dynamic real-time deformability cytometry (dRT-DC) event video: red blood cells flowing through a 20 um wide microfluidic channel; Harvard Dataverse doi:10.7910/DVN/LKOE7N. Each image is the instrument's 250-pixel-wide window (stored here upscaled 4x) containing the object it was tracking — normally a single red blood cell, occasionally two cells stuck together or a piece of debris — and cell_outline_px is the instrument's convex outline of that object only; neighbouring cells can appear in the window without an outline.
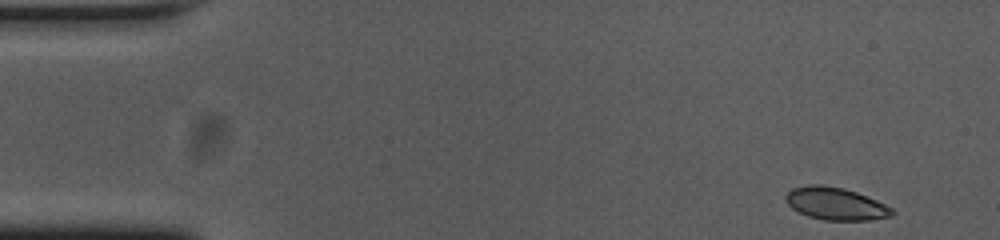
{"species": "common noctule bat (a hibernating species)", "species_latin": "Nyctalus noctula", "temperature_condition": "cold", "stored_images_in_passage": 51, "camera_frame_rate_fps": 3000, "um_per_image_px": 0.085, "animal": {"sex": "female", "body_mass_g": 23.0, "forearm_length_mm": 53.4}, "frame": {"image": 1, "passage_image": 1, "time_ms": 0.0, "image_size_px": [1000, 240], "cell_outline_px": [[896, 212], [892, 216], [868, 220], [824, 220], [808, 216], [792, 208], [784, 200], [784, 196], [792, 188], [808, 184], [824, 184], [844, 188], [856, 192], [876, 200], [892, 208]], "centroid_in_image_um": [71.01, 17.3], "position_along_channel_um": 14.0, "area_um2": 20.23}}
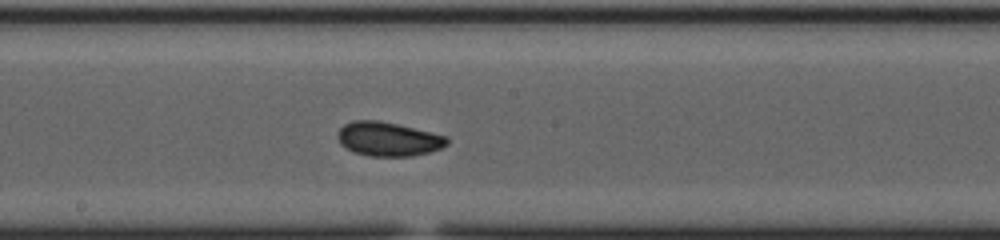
{"frame": {"image": 2, "passage_image": 26, "time_ms": 8.333, "image_size_px": [1000, 240], "cell_outline_px": [[448, 144], [440, 148], [428, 152], [412, 156], [368, 156], [352, 152], [340, 144], [336, 136], [340, 128], [344, 124], [352, 120], [380, 120], [448, 136]], "centroid_in_image_um": [32.96, 11.81], "position_along_channel_um": 215.2, "area_um2": 21.85}}
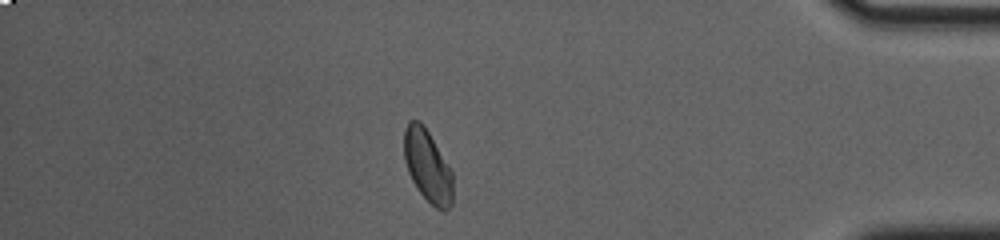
{"frame": {"image": 3, "passage_image": 44, "time_ms": 14.333, "image_size_px": [1000, 240], "cell_outline_px": [[452, 204], [444, 212], [436, 208], [416, 188], [408, 172], [404, 160], [404, 128], [408, 120], [420, 120], [428, 132], [448, 164], [452, 172]], "centroid_in_image_um": [36.33, 14.09], "position_along_channel_um": 398.9, "area_um2": 20.46}, "authors_computed_cell_mechanics": {"area_um2": 20.9814, "velocity_mm_per_s": 3.7272, "shape_relaxation_time_tau1_ms": 2.9012, "shape_relaxation_time_tau2_ms": 2.1434, "deformation_change_tau1": 0.0927, "deformation_change_tau2": 0.0517}}